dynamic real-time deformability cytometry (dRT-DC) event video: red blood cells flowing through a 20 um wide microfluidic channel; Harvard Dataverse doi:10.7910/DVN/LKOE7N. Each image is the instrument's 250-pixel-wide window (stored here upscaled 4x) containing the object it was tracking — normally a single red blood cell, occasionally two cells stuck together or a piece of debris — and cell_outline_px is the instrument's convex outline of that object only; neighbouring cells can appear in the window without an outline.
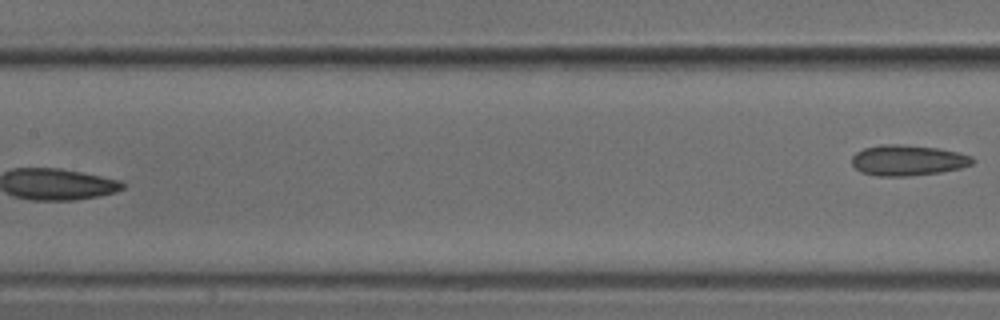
{"species": "common noctule bat (a hibernating species)", "species_latin": "Nyctalus noctula", "temperature_condition": "cold", "stored_images_in_passage": 7, "segment_of_instrument_passage": [2, 2], "camera_frame_rate_fps": 3000, "um_per_image_px": 0.085, "animal": {"sex": "male", "body_mass_g": 18.8}, "frame": {"image": 1, "passage_image": 7, "time_ms": 2.0, "image_size_px": [1000, 320], "cell_outline_px": [[976, 160], [972, 164], [960, 168], [940, 172], [908, 176], [876, 176], [860, 172], [852, 164], [852, 156], [856, 152], [864, 148], [880, 144], [900, 144], [940, 148], [960, 152], [972, 156]], "centroid_in_image_um": [77.17, 13.62], "position_along_channel_um": 130.2, "area_um2": 21.79}}